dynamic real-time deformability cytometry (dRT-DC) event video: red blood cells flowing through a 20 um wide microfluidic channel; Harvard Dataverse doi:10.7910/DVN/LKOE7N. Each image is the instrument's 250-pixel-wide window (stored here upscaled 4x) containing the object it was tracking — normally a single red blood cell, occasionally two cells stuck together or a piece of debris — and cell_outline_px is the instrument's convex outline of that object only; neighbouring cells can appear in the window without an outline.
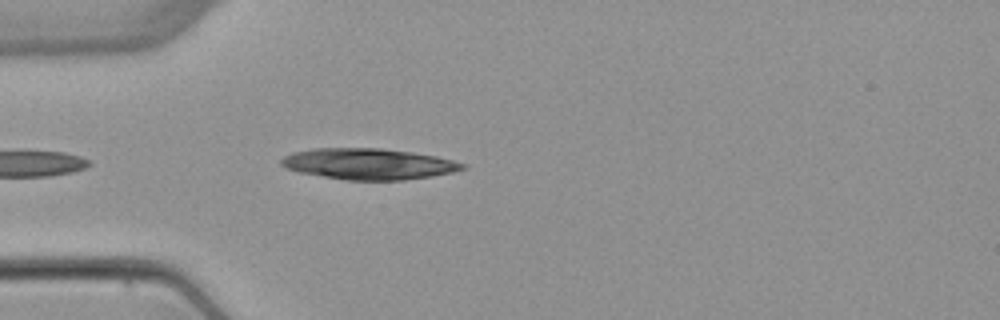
{"species": "common noctule bat (a hibernating species)", "species_latin": "Nyctalus noctula", "temperature_condition": "warm", "stored_images_in_passage": 3, "camera_frame_rate_fps": 3000, "um_per_image_px": 0.085, "animal": {"sex": "female", "body_mass_g": 22.7, "forearm_length_mm": 54.2}, "frame": {"image": 1, "passage_image": 3, "time_ms": 3.333, "image_size_px": [1000, 320], "cell_outline_px": [[468, 168], [452, 172], [432, 176], [404, 180], [348, 180], [300, 172], [288, 168], [280, 164], [280, 160], [284, 156], [292, 152], [312, 148], [380, 148], [412, 152], [436, 156], [468, 164]], "centroid_in_image_um": [31.36, 13.93], "position_along_channel_um": 53.6, "area_um2": 32.77}}